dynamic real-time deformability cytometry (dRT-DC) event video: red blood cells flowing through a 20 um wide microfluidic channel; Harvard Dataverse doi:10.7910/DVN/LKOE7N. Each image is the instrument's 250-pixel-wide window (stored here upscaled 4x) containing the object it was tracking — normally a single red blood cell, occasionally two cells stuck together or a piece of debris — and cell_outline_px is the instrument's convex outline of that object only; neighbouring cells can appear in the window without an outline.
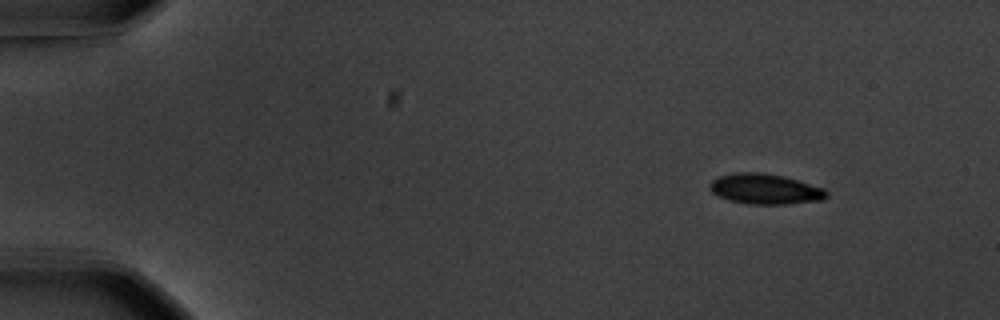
{"species": "common noctule bat (a hibernating species)", "species_latin": "Nyctalus noctula", "temperature_condition": "warm", "stored_images_in_passage": 56, "camera_frame_rate_fps": 3000, "um_per_image_px": 0.085, "animal": {"sex": "male", "body_mass_g": 20.1, "forearm_length_mm": 53.5}, "frame": {"image": 1, "passage_image": 6, "time_ms": 1.667, "image_size_px": [1000, 320], "cell_outline_px": [[828, 196], [824, 200], [784, 204], [748, 204], [732, 200], [720, 196], [712, 192], [708, 188], [708, 184], [712, 180], [720, 176], [736, 172], [760, 172], [784, 176], [824, 188], [828, 192]], "centroid_in_image_um": [65.05, 16.06], "position_along_channel_um": 19.9, "area_um2": 20.63}}
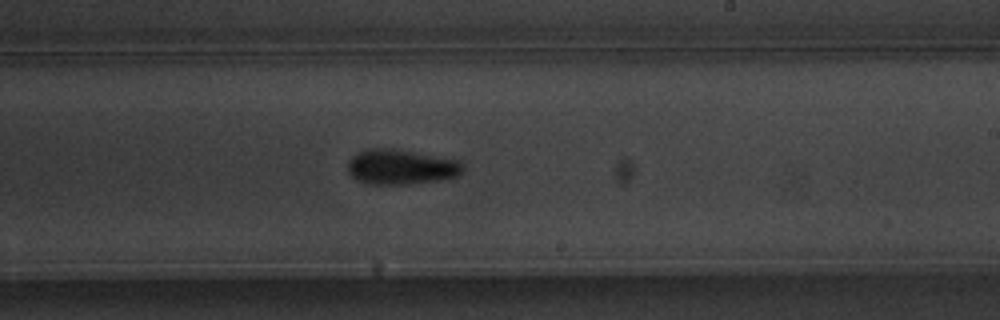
{"frame": {"image": 2, "passage_image": 34, "time_ms": 11.0, "image_size_px": [1000, 320], "cell_outline_px": [[464, 172], [456, 176], [436, 180], [408, 184], [368, 184], [356, 180], [348, 172], [348, 160], [356, 152], [364, 148], [392, 148], [460, 160], [464, 164]], "centroid_in_image_um": [34.06, 14.17], "position_along_channel_um": 254.9, "area_um2": 23.76}}
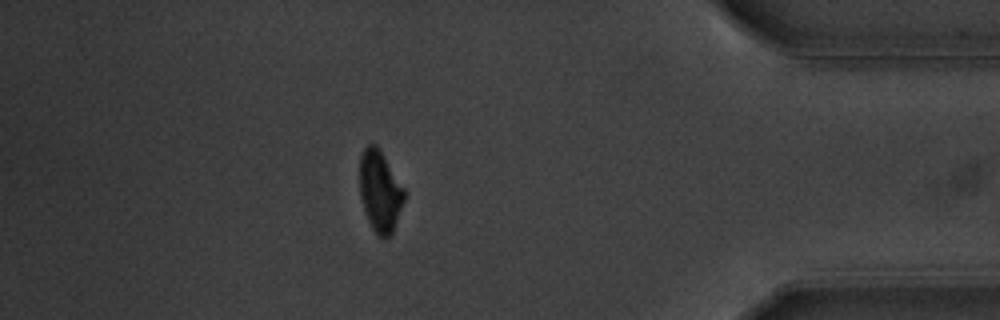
{"frame": {"image": 3, "passage_image": 49, "time_ms": 16.0, "image_size_px": [1000, 320], "cell_outline_px": [[404, 200], [392, 232], [384, 240], [372, 228], [368, 220], [360, 196], [360, 156], [364, 148], [368, 144], [376, 144], [380, 148], [404, 188]], "centroid_in_image_um": [32.29, 16.21], "position_along_channel_um": 402.9, "area_um2": 20.87}, "authors_computed_cell_mechanics": {"area_um2": 21.3282, "velocity_mm_per_s": 3.6453, "shape_relaxation_time_tau1_ms": 2.3288, "shape_relaxation_time_tau2_ms": 6.7746, "deformation_change_tau1": 0.1425, "deformation_change_tau2": 0.1207}}